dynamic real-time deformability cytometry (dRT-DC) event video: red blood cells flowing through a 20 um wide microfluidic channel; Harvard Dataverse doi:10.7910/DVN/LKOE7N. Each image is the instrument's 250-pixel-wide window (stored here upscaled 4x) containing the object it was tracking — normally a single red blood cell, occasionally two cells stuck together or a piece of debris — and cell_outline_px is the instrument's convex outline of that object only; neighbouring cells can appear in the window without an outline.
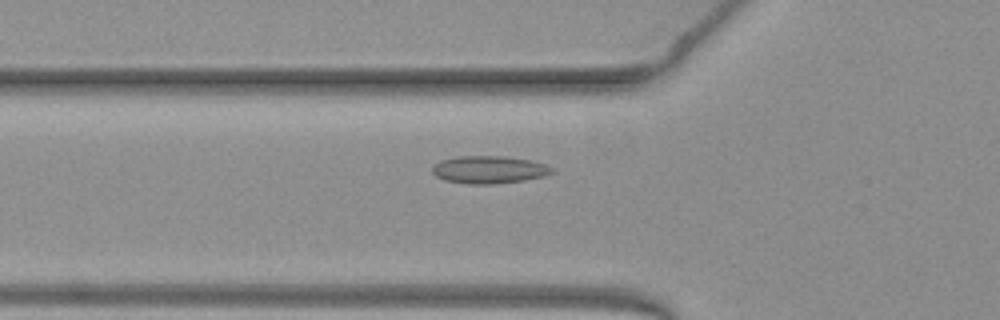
{"species": "common noctule bat (a hibernating species)", "species_latin": "Nyctalus noctula", "temperature_condition": "warm", "stored_images_in_passage": 38, "camera_frame_rate_fps": 3000, "um_per_image_px": 0.085, "animal": {"sex": "female", "body_mass_g": 19.3, "forearm_length_mm": 54.1}, "frame": {"image": 1, "passage_image": 4, "time_ms": 1.0, "image_size_px": [1000, 320], "cell_outline_px": [[552, 172], [544, 176], [524, 180], [492, 184], [468, 184], [444, 180], [436, 176], [432, 172], [432, 168], [440, 160], [456, 156], [504, 156], [532, 160], [544, 164], [552, 168]], "centroid_in_image_um": [41.54, 14.42], "position_along_channel_um": 84.3, "area_um2": 19.19}}
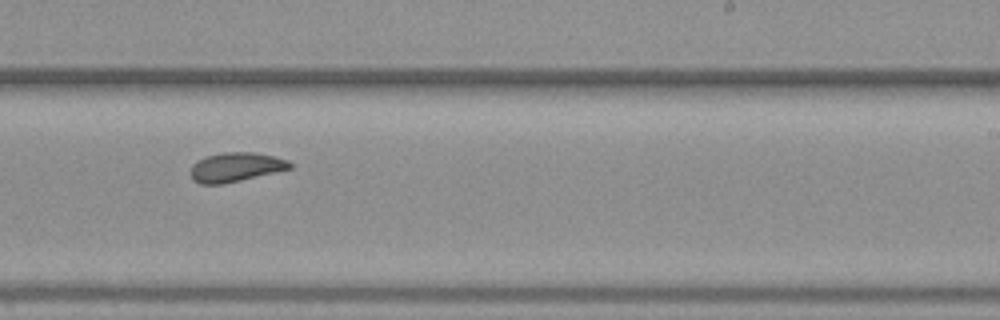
{"frame": {"image": 2, "passage_image": 18, "time_ms": 5.667, "image_size_px": [1000, 320], "cell_outline_px": [[292, 168], [224, 184], [200, 184], [192, 180], [192, 164], [208, 156], [224, 152], [256, 152], [288, 160], [292, 164]], "centroid_in_image_um": [20.05, 14.21], "position_along_channel_um": 268.9, "area_um2": 16.7}}
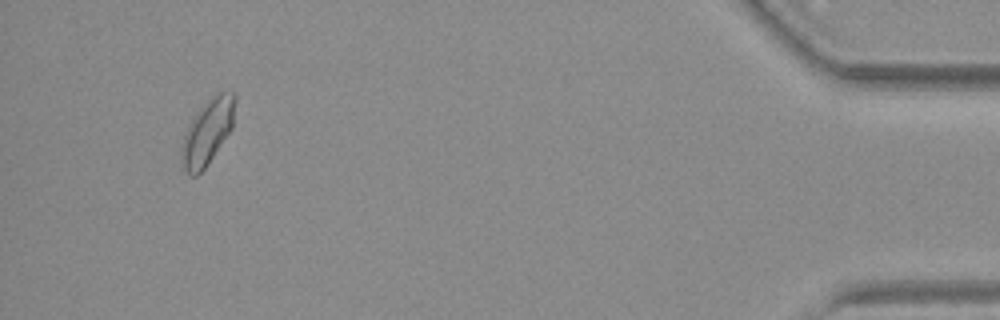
{"frame": {"image": 3, "passage_image": 35, "time_ms": 11.333, "image_size_px": [1000, 320], "cell_outline_px": [[236, 100], [232, 128], [204, 168], [196, 176], [192, 176], [184, 168], [180, 160], [184, 136], [188, 124], [196, 112], [216, 92], [236, 92]], "centroid_in_image_um": [17.65, 11.16], "position_along_channel_um": 417.6, "area_um2": 20.06}, "authors_computed_cell_mechanics": {"area_um2": 16.9932, "velocity_mm_per_s": 3.9506, "shape_relaxation_time_tau1_ms": null, "shape_relaxation_time_tau2_ms": 1.857, "deformation_change_tau1": null, "deformation_change_tau2": 0.0641}}